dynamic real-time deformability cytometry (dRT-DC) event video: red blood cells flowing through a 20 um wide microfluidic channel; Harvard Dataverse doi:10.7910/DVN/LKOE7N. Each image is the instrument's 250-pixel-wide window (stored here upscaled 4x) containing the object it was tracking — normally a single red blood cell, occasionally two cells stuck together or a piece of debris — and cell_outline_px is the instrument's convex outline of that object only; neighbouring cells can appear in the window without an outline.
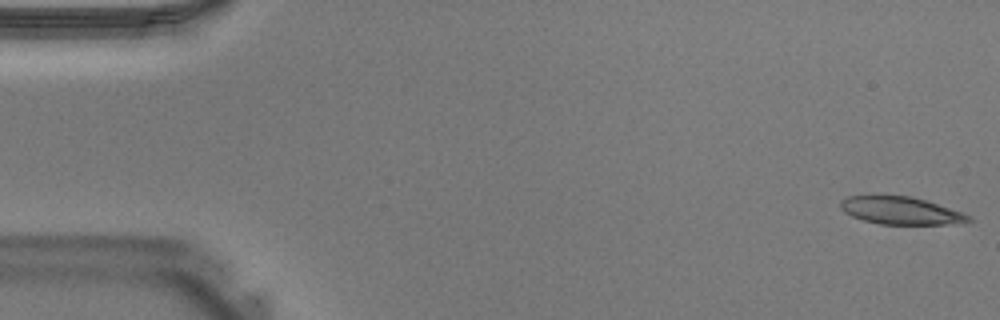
{"species": "Egyptian fruit bat (a non-hibernating species)", "species_latin": "Rousettus aegyptiacus", "temperature_condition": "warm", "stored_images_in_passage": 40, "camera_frame_rate_fps": 3000, "um_per_image_px": 0.085, "animal": {"sex": "male"}, "frame": {"image": 1, "passage_image": 1, "time_ms": 0.0, "image_size_px": [1000, 320], "cell_outline_px": [[972, 220], [944, 224], [880, 224], [864, 220], [852, 216], [844, 212], [840, 208], [840, 200], [848, 196], [908, 196], [924, 200], [972, 216]], "centroid_in_image_um": [76.49, 17.9], "position_along_channel_um": 8.5, "area_um2": 20.06}}
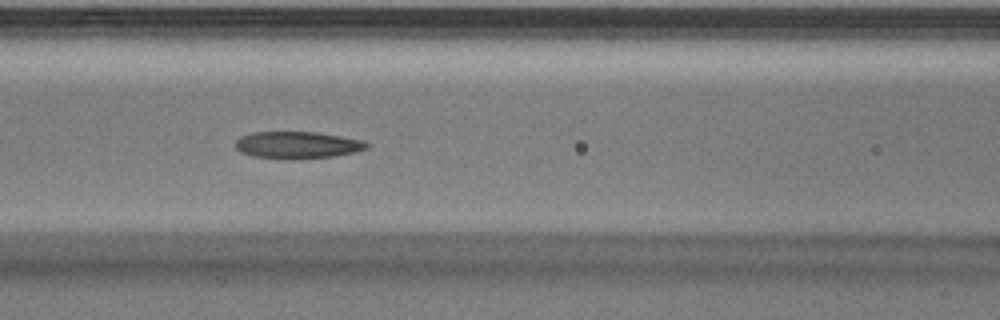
{"frame": {"image": 2, "passage_image": 17, "time_ms": 5.333, "image_size_px": [1000, 320], "cell_outline_px": [[372, 144], [368, 148], [356, 152], [332, 156], [252, 156], [240, 152], [236, 148], [236, 140], [240, 136], [252, 132], [316, 132], [364, 140]], "centroid_in_image_um": [25.33, 12.27], "position_along_channel_um": 141.3, "area_um2": 19.77}}
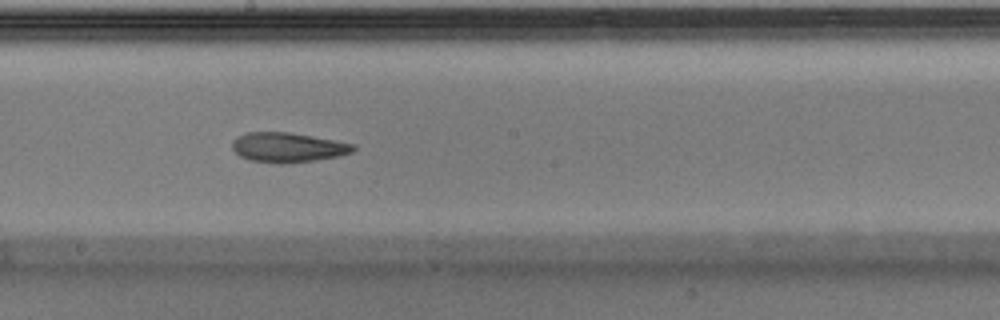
{"frame": {"image": 3, "passage_image": 22, "time_ms": 7.0, "image_size_px": [1000, 320], "cell_outline_px": [[356, 148], [352, 152], [340, 156], [284, 164], [280, 164], [248, 160], [240, 156], [232, 148], [232, 140], [236, 136], [248, 132], [288, 132], [312, 136], [356, 144]], "centroid_in_image_um": [24.45, 12.53], "position_along_channel_um": 223.8, "area_um2": 21.04}}